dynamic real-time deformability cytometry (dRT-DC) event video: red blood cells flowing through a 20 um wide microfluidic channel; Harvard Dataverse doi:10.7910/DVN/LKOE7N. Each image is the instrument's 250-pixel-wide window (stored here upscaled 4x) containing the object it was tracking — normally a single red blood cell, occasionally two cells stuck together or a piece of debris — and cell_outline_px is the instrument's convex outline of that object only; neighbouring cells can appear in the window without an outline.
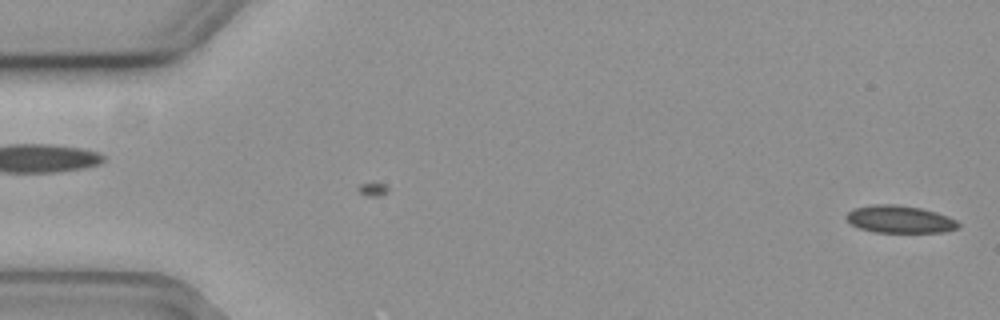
{"species": "common noctule bat (a hibernating species)", "species_latin": "Nyctalus noctula", "temperature_condition": "cold", "stored_images_in_passage": 56, "camera_frame_rate_fps": 3000, "um_per_image_px": 0.085, "animal": {"sex": "female", "body_mass_g": 19.3, "forearm_length_mm": 54.1}, "frame": {"image": 1, "passage_image": 1, "time_ms": 0.0, "image_size_px": [1000, 320], "cell_outline_px": [[960, 224], [956, 228], [944, 232], [876, 232], [860, 228], [852, 224], [844, 216], [848, 212], [856, 208], [872, 204], [896, 204], [920, 208], [936, 212], [948, 216], [956, 220]], "centroid_in_image_um": [76.48, 18.63], "position_along_channel_um": 8.5, "area_um2": 17.74}}
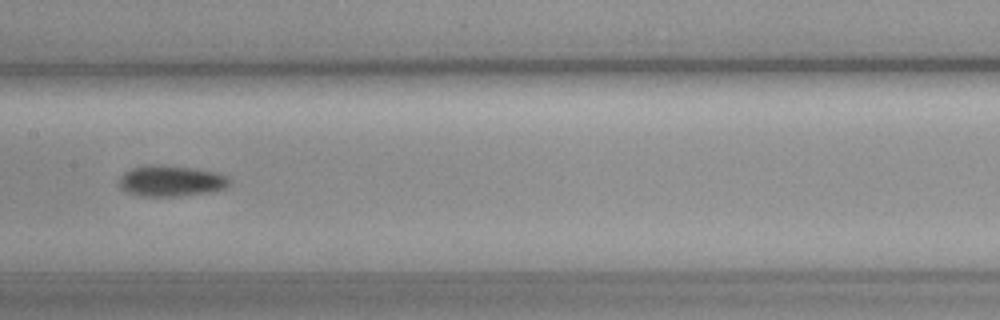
{"frame": {"image": 2, "passage_image": 28, "time_ms": 9.0, "image_size_px": [1000, 320], "cell_outline_px": [[232, 184], [228, 188], [216, 192], [180, 196], [136, 196], [120, 188], [120, 176], [124, 172], [132, 168], [148, 164], [152, 164], [192, 168], [216, 172], [228, 176], [232, 180]], "centroid_in_image_um": [14.61, 15.39], "position_along_channel_um": 192.8, "area_um2": 20.35}}
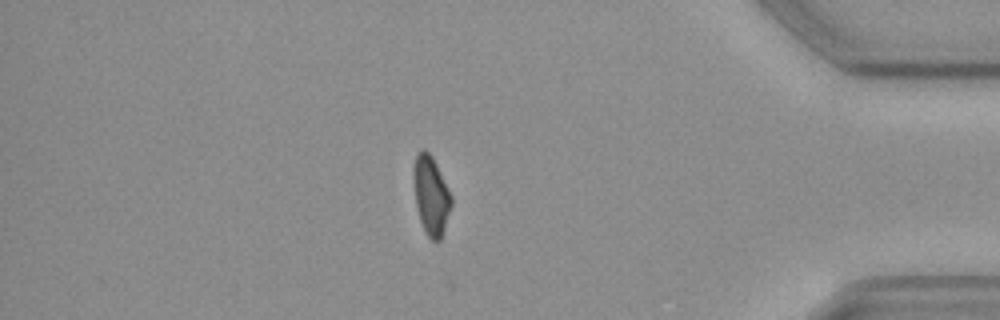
{"frame": {"image": 3, "passage_image": 48, "time_ms": 15.667, "image_size_px": [1000, 320], "cell_outline_px": [[452, 204], [440, 240], [432, 240], [428, 236], [420, 220], [416, 208], [412, 172], [412, 168], [416, 156], [420, 148], [424, 148], [432, 156], [452, 196]], "centroid_in_image_um": [36.61, 16.56], "position_along_channel_um": 398.6, "area_um2": 17.28}}